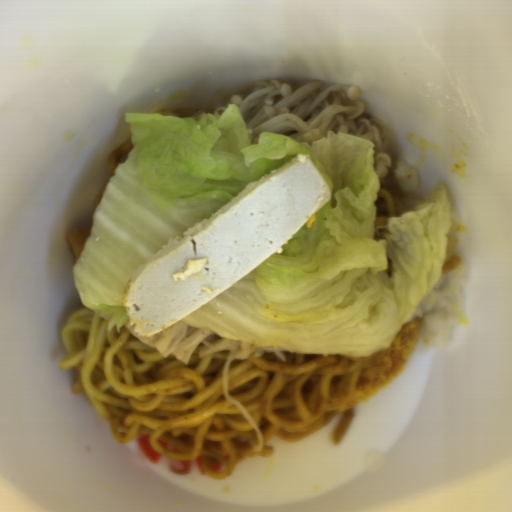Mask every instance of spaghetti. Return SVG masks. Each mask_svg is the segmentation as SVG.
Returning a JSON list of instances; mask_svg holds the SVG:
<instances>
[{
	"instance_id": "spaghetti-2",
	"label": "spaghetti",
	"mask_w": 512,
	"mask_h": 512,
	"mask_svg": "<svg viewBox=\"0 0 512 512\" xmlns=\"http://www.w3.org/2000/svg\"><path fill=\"white\" fill-rule=\"evenodd\" d=\"M376 208L375 225H387L390 216H398L407 212L405 204L394 197L384 188L378 190V197L374 202Z\"/></svg>"
},
{
	"instance_id": "spaghetti-1",
	"label": "spaghetti",
	"mask_w": 512,
	"mask_h": 512,
	"mask_svg": "<svg viewBox=\"0 0 512 512\" xmlns=\"http://www.w3.org/2000/svg\"><path fill=\"white\" fill-rule=\"evenodd\" d=\"M109 322L82 306L63 327L65 355L59 371L75 369L72 394L83 392L108 422L116 443L149 435V445L170 460L202 456L205 475L226 479L244 457H271L268 442L308 437L338 413L323 411L336 395L349 394L367 380L377 351L367 356L299 353L283 350L232 359L227 367L228 396L240 403L258 428L263 445L253 450L258 435L224 395L223 377L229 351L198 357L199 344L186 364L164 356L134 336L124 325ZM163 440L182 452L168 451ZM223 463L209 469V460Z\"/></svg>"
},
{
	"instance_id": "spaghetti-6",
	"label": "spaghetti",
	"mask_w": 512,
	"mask_h": 512,
	"mask_svg": "<svg viewBox=\"0 0 512 512\" xmlns=\"http://www.w3.org/2000/svg\"><path fill=\"white\" fill-rule=\"evenodd\" d=\"M199 111H202V110H198V109L192 108L190 106H183L178 109L172 110L171 112H174L179 116L185 117V116H195Z\"/></svg>"
},
{
	"instance_id": "spaghetti-5",
	"label": "spaghetti",
	"mask_w": 512,
	"mask_h": 512,
	"mask_svg": "<svg viewBox=\"0 0 512 512\" xmlns=\"http://www.w3.org/2000/svg\"><path fill=\"white\" fill-rule=\"evenodd\" d=\"M460 262V256L454 253L448 261H445L440 274L454 270L460 264Z\"/></svg>"
},
{
	"instance_id": "spaghetti-3",
	"label": "spaghetti",
	"mask_w": 512,
	"mask_h": 512,
	"mask_svg": "<svg viewBox=\"0 0 512 512\" xmlns=\"http://www.w3.org/2000/svg\"><path fill=\"white\" fill-rule=\"evenodd\" d=\"M133 147H134V145H133V141L131 139V140L123 143L116 149H114L112 151V153L109 155V157L107 159V163H108L111 178L113 177L118 164H120L121 162H123L125 160V158L129 155V153L131 152Z\"/></svg>"
},
{
	"instance_id": "spaghetti-4",
	"label": "spaghetti",
	"mask_w": 512,
	"mask_h": 512,
	"mask_svg": "<svg viewBox=\"0 0 512 512\" xmlns=\"http://www.w3.org/2000/svg\"><path fill=\"white\" fill-rule=\"evenodd\" d=\"M356 413L357 411L355 406L348 410L342 411V415L332 433V439L336 445L340 444L345 432L347 431Z\"/></svg>"
}]
</instances>
